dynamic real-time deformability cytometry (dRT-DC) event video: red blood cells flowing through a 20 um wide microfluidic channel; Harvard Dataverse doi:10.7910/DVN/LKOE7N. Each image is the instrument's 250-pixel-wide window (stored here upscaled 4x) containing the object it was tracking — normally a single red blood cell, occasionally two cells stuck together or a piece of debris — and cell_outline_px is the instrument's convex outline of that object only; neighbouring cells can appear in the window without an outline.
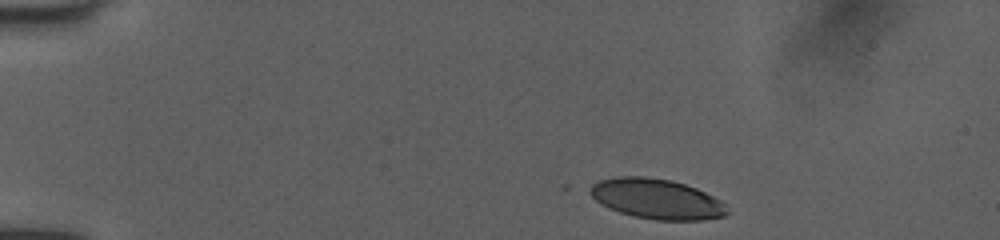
{"species": "human", "species_latin": "Homo sapiens", "temperature_condition": "room temperature", "stored_images_in_passage": 8, "camera_frame_rate_fps": 3000, "um_per_image_px": 0.085, "donor": {"sex": "female"}, "frame": {"image": 1, "passage_image": 1, "time_ms": 0.0, "image_size_px": [1000, 240], "cell_outline_px": [[728, 212], [724, 216], [704, 220], [656, 220], [636, 216], [620, 212], [608, 208], [600, 204], [588, 192], [592, 184], [600, 180], [616, 176], [648, 176], [672, 180], [696, 188], [720, 200], [724, 204]], "centroid_in_image_um": [55.79, 16.9], "position_along_channel_um": 29.2, "area_um2": 32.02}}
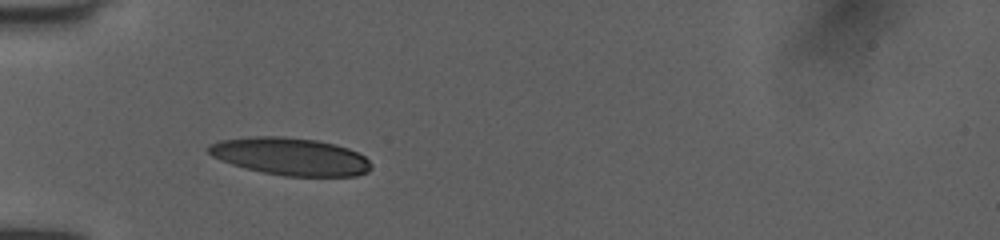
{"frame": {"image": 2, "passage_image": 6, "time_ms": 1.667, "image_size_px": [1000, 240], "cell_outline_px": [[372, 168], [368, 172], [356, 176], [284, 176], [244, 168], [220, 160], [212, 156], [204, 148], [208, 144], [220, 140], [248, 136], [284, 136], [316, 140], [336, 144], [348, 148], [364, 156], [372, 164]], "centroid_in_image_um": [24.65, 13.29], "position_along_channel_um": 60.3, "area_um2": 35.89}}
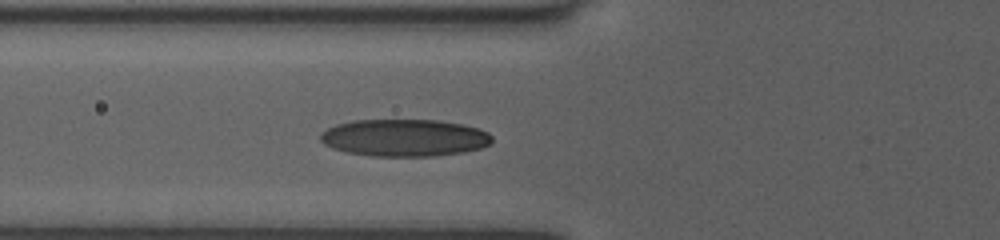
{"frame": {"image": 3, "passage_image": 8, "time_ms": 2.333, "image_size_px": [1000, 240], "cell_outline_px": [[492, 140], [488, 144], [480, 148], [464, 152], [432, 156], [372, 156], [348, 152], [332, 148], [324, 144], [320, 140], [320, 132], [336, 124], [352, 120], [440, 120], [480, 128], [488, 132], [492, 136]], "centroid_in_image_um": [34.36, 11.7], "position_along_channel_um": 91.4, "area_um2": 37.28}}